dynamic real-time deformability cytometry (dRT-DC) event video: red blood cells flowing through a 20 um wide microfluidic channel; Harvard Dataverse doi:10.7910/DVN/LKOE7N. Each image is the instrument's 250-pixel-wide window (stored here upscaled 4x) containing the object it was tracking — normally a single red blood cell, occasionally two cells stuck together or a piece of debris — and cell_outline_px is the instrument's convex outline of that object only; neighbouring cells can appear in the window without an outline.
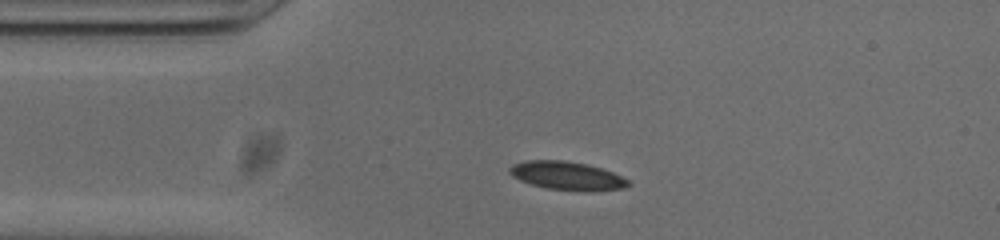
{"species": "common noctule bat (a hibernating species)", "species_latin": "Nyctalus noctula", "temperature_condition": "cold", "stored_images_in_passage": 49, "camera_frame_rate_fps": 3000, "um_per_image_px": 0.085, "animal": {"sex": "male", "body_mass_g": 20.0, "forearm_length_mm": 53.3}, "frame": {"image": 1, "passage_image": 7, "time_ms": 2.0, "image_size_px": [1000, 240], "cell_outline_px": [[632, 184], [624, 188], [548, 188], [532, 184], [520, 180], [512, 176], [508, 172], [508, 168], [512, 164], [528, 160], [564, 160], [584, 164], [600, 168], [612, 172], [628, 180]], "centroid_in_image_um": [48.09, 14.87], "position_along_channel_um": 36.9, "area_um2": 18.5}}
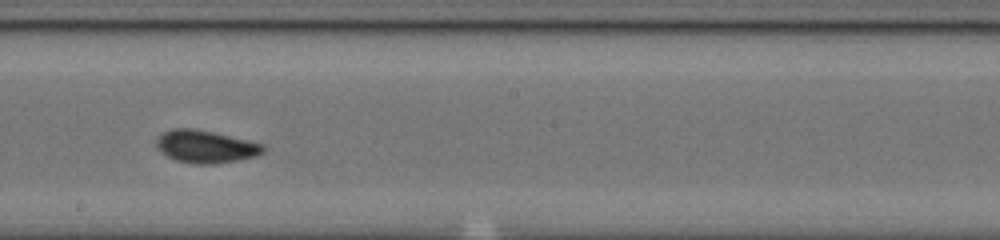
{"frame": {"image": 2, "passage_image": 24, "time_ms": 7.667, "image_size_px": [1000, 240], "cell_outline_px": [[268, 148], [264, 152], [256, 156], [236, 160], [212, 164], [192, 164], [176, 160], [168, 156], [156, 148], [156, 136], [172, 128], [196, 128], [248, 140], [264, 144]], "centroid_in_image_um": [17.48, 12.45], "position_along_channel_um": 230.7, "area_um2": 20.46}}
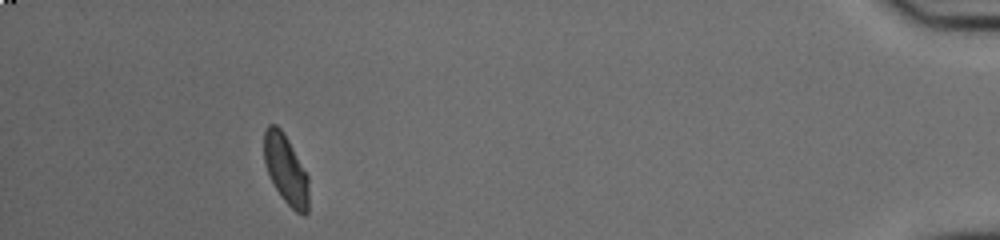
{"frame": {"image": 3, "passage_image": 44, "time_ms": 14.333, "image_size_px": [1000, 240], "cell_outline_px": [[308, 212], [304, 216], [296, 212], [280, 196], [268, 172], [264, 160], [264, 132], [268, 124], [276, 124], [280, 128], [288, 140], [308, 176]], "centroid_in_image_um": [24.3, 14.41], "position_along_channel_um": 410.9, "area_um2": 17.8}, "authors_computed_cell_mechanics": {"area_um2": 18.785, "velocity_mm_per_s": 3.8029, "shape_relaxation_time_tau1_ms": 3.6675, "shape_relaxation_time_tau2_ms": 1.4209, "deformation_change_tau1": 0.0926, "deformation_change_tau2": 0.0688}}